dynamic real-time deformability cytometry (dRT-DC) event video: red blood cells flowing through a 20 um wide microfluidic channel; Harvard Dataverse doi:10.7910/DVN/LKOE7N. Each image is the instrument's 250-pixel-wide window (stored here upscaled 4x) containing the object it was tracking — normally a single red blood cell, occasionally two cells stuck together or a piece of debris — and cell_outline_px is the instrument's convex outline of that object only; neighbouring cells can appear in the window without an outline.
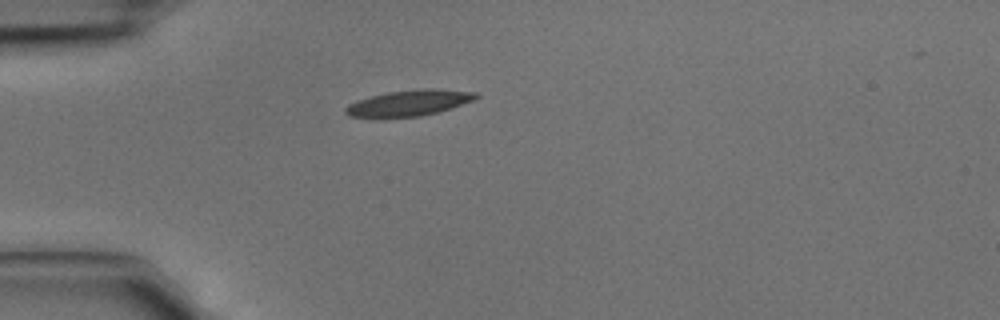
{"species": "common noctule bat (a hibernating species)", "species_latin": "Nyctalus noctula", "temperature_condition": "cold", "stored_images_in_passage": 2, "camera_frame_rate_fps": 3000, "um_per_image_px": 0.085, "animal": {"sex": "male", "body_mass_g": 15.6}, "frame": {"image": 1, "passage_image": 1, "time_ms": 0.0, "image_size_px": [1000, 320], "cell_outline_px": [[480, 96], [472, 100], [436, 112], [420, 116], [352, 116], [344, 112], [344, 108], [348, 104], [356, 100], [388, 92], [424, 88], [436, 88], [476, 92]], "centroid_in_image_um": [34.78, 8.72], "position_along_channel_um": 50.2, "area_um2": 19.07}}